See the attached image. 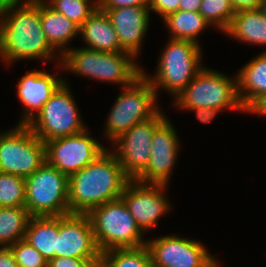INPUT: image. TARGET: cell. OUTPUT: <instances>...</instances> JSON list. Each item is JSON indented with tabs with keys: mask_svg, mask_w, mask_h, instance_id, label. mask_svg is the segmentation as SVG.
Wrapping results in <instances>:
<instances>
[{
	"mask_svg": "<svg viewBox=\"0 0 266 267\" xmlns=\"http://www.w3.org/2000/svg\"><path fill=\"white\" fill-rule=\"evenodd\" d=\"M58 54L41 27V1L0 6V58L8 66L24 59L45 62L60 56L61 61Z\"/></svg>",
	"mask_w": 266,
	"mask_h": 267,
	"instance_id": "obj_1",
	"label": "cell"
},
{
	"mask_svg": "<svg viewBox=\"0 0 266 267\" xmlns=\"http://www.w3.org/2000/svg\"><path fill=\"white\" fill-rule=\"evenodd\" d=\"M130 180L114 153L107 148L69 177V213L88 214L93 208L120 199Z\"/></svg>",
	"mask_w": 266,
	"mask_h": 267,
	"instance_id": "obj_2",
	"label": "cell"
},
{
	"mask_svg": "<svg viewBox=\"0 0 266 267\" xmlns=\"http://www.w3.org/2000/svg\"><path fill=\"white\" fill-rule=\"evenodd\" d=\"M136 57L129 52H100L85 47L68 48L59 62L61 69L79 76H86L97 81L132 84L142 75Z\"/></svg>",
	"mask_w": 266,
	"mask_h": 267,
	"instance_id": "obj_3",
	"label": "cell"
},
{
	"mask_svg": "<svg viewBox=\"0 0 266 267\" xmlns=\"http://www.w3.org/2000/svg\"><path fill=\"white\" fill-rule=\"evenodd\" d=\"M169 40L160 53L154 76H149L144 69L142 74L156 90L157 95L158 89L162 88L175 98L204 66L200 63L202 51L199 44L188 40Z\"/></svg>",
	"mask_w": 266,
	"mask_h": 267,
	"instance_id": "obj_4",
	"label": "cell"
},
{
	"mask_svg": "<svg viewBox=\"0 0 266 267\" xmlns=\"http://www.w3.org/2000/svg\"><path fill=\"white\" fill-rule=\"evenodd\" d=\"M87 215L101 253L115 248H137L146 245L144 232L136 224L121 198L93 208Z\"/></svg>",
	"mask_w": 266,
	"mask_h": 267,
	"instance_id": "obj_5",
	"label": "cell"
},
{
	"mask_svg": "<svg viewBox=\"0 0 266 267\" xmlns=\"http://www.w3.org/2000/svg\"><path fill=\"white\" fill-rule=\"evenodd\" d=\"M174 105L186 110L204 107L247 112L238 96L237 75L230 78L205 66L175 97Z\"/></svg>",
	"mask_w": 266,
	"mask_h": 267,
	"instance_id": "obj_6",
	"label": "cell"
},
{
	"mask_svg": "<svg viewBox=\"0 0 266 267\" xmlns=\"http://www.w3.org/2000/svg\"><path fill=\"white\" fill-rule=\"evenodd\" d=\"M157 97L156 90L143 74L123 87L107 116L103 133L106 139L113 142L134 125L154 118L161 110L156 105Z\"/></svg>",
	"mask_w": 266,
	"mask_h": 267,
	"instance_id": "obj_7",
	"label": "cell"
},
{
	"mask_svg": "<svg viewBox=\"0 0 266 267\" xmlns=\"http://www.w3.org/2000/svg\"><path fill=\"white\" fill-rule=\"evenodd\" d=\"M69 177L45 161L25 178V208L31 217L68 215Z\"/></svg>",
	"mask_w": 266,
	"mask_h": 267,
	"instance_id": "obj_8",
	"label": "cell"
},
{
	"mask_svg": "<svg viewBox=\"0 0 266 267\" xmlns=\"http://www.w3.org/2000/svg\"><path fill=\"white\" fill-rule=\"evenodd\" d=\"M67 81L55 91L41 111L27 124L44 143L59 137L78 134L85 127Z\"/></svg>",
	"mask_w": 266,
	"mask_h": 267,
	"instance_id": "obj_9",
	"label": "cell"
},
{
	"mask_svg": "<svg viewBox=\"0 0 266 267\" xmlns=\"http://www.w3.org/2000/svg\"><path fill=\"white\" fill-rule=\"evenodd\" d=\"M46 161L45 143L28 125L0 133V172L26 178Z\"/></svg>",
	"mask_w": 266,
	"mask_h": 267,
	"instance_id": "obj_10",
	"label": "cell"
},
{
	"mask_svg": "<svg viewBox=\"0 0 266 267\" xmlns=\"http://www.w3.org/2000/svg\"><path fill=\"white\" fill-rule=\"evenodd\" d=\"M153 267H219L215 259L199 241L175 234L146 241Z\"/></svg>",
	"mask_w": 266,
	"mask_h": 267,
	"instance_id": "obj_11",
	"label": "cell"
},
{
	"mask_svg": "<svg viewBox=\"0 0 266 267\" xmlns=\"http://www.w3.org/2000/svg\"><path fill=\"white\" fill-rule=\"evenodd\" d=\"M88 132L45 142L46 161L68 177L89 165L107 148Z\"/></svg>",
	"mask_w": 266,
	"mask_h": 267,
	"instance_id": "obj_12",
	"label": "cell"
},
{
	"mask_svg": "<svg viewBox=\"0 0 266 267\" xmlns=\"http://www.w3.org/2000/svg\"><path fill=\"white\" fill-rule=\"evenodd\" d=\"M166 118L159 112L154 118L138 123L112 142L113 153L125 174L135 180L148 166L155 128Z\"/></svg>",
	"mask_w": 266,
	"mask_h": 267,
	"instance_id": "obj_13",
	"label": "cell"
},
{
	"mask_svg": "<svg viewBox=\"0 0 266 267\" xmlns=\"http://www.w3.org/2000/svg\"><path fill=\"white\" fill-rule=\"evenodd\" d=\"M166 187L164 184L130 180L121 194V199L144 233L156 227L160 217L171 208L164 194Z\"/></svg>",
	"mask_w": 266,
	"mask_h": 267,
	"instance_id": "obj_14",
	"label": "cell"
},
{
	"mask_svg": "<svg viewBox=\"0 0 266 267\" xmlns=\"http://www.w3.org/2000/svg\"><path fill=\"white\" fill-rule=\"evenodd\" d=\"M55 257L100 259L94 231L87 214L58 216L57 250Z\"/></svg>",
	"mask_w": 266,
	"mask_h": 267,
	"instance_id": "obj_15",
	"label": "cell"
},
{
	"mask_svg": "<svg viewBox=\"0 0 266 267\" xmlns=\"http://www.w3.org/2000/svg\"><path fill=\"white\" fill-rule=\"evenodd\" d=\"M168 118L154 130L151 157L147 168L135 179L142 183L169 185L173 167L177 161L179 141L177 132Z\"/></svg>",
	"mask_w": 266,
	"mask_h": 267,
	"instance_id": "obj_16",
	"label": "cell"
},
{
	"mask_svg": "<svg viewBox=\"0 0 266 267\" xmlns=\"http://www.w3.org/2000/svg\"><path fill=\"white\" fill-rule=\"evenodd\" d=\"M64 81L43 70H34L23 75L17 84V96L25 106V111L18 124L27 125Z\"/></svg>",
	"mask_w": 266,
	"mask_h": 267,
	"instance_id": "obj_17",
	"label": "cell"
},
{
	"mask_svg": "<svg viewBox=\"0 0 266 267\" xmlns=\"http://www.w3.org/2000/svg\"><path fill=\"white\" fill-rule=\"evenodd\" d=\"M102 10L109 17L121 47L137 57L142 48L143 37L149 28L150 9L132 6Z\"/></svg>",
	"mask_w": 266,
	"mask_h": 267,
	"instance_id": "obj_18",
	"label": "cell"
},
{
	"mask_svg": "<svg viewBox=\"0 0 266 267\" xmlns=\"http://www.w3.org/2000/svg\"><path fill=\"white\" fill-rule=\"evenodd\" d=\"M79 35L88 45L85 48L100 52H126L120 45L109 17L100 7L79 27Z\"/></svg>",
	"mask_w": 266,
	"mask_h": 267,
	"instance_id": "obj_19",
	"label": "cell"
},
{
	"mask_svg": "<svg viewBox=\"0 0 266 267\" xmlns=\"http://www.w3.org/2000/svg\"><path fill=\"white\" fill-rule=\"evenodd\" d=\"M236 75L238 96L248 111L266 95V50L252 58Z\"/></svg>",
	"mask_w": 266,
	"mask_h": 267,
	"instance_id": "obj_20",
	"label": "cell"
},
{
	"mask_svg": "<svg viewBox=\"0 0 266 267\" xmlns=\"http://www.w3.org/2000/svg\"><path fill=\"white\" fill-rule=\"evenodd\" d=\"M41 27L49 44L62 56L79 34V26L41 0Z\"/></svg>",
	"mask_w": 266,
	"mask_h": 267,
	"instance_id": "obj_21",
	"label": "cell"
},
{
	"mask_svg": "<svg viewBox=\"0 0 266 267\" xmlns=\"http://www.w3.org/2000/svg\"><path fill=\"white\" fill-rule=\"evenodd\" d=\"M224 32L240 42L266 46V16L260 9L236 12Z\"/></svg>",
	"mask_w": 266,
	"mask_h": 267,
	"instance_id": "obj_22",
	"label": "cell"
},
{
	"mask_svg": "<svg viewBox=\"0 0 266 267\" xmlns=\"http://www.w3.org/2000/svg\"><path fill=\"white\" fill-rule=\"evenodd\" d=\"M58 216L30 217L24 239L50 261L57 250Z\"/></svg>",
	"mask_w": 266,
	"mask_h": 267,
	"instance_id": "obj_23",
	"label": "cell"
},
{
	"mask_svg": "<svg viewBox=\"0 0 266 267\" xmlns=\"http://www.w3.org/2000/svg\"><path fill=\"white\" fill-rule=\"evenodd\" d=\"M171 39L188 40L199 44L198 35L211 27V24L199 12L178 10L164 18Z\"/></svg>",
	"mask_w": 266,
	"mask_h": 267,
	"instance_id": "obj_24",
	"label": "cell"
},
{
	"mask_svg": "<svg viewBox=\"0 0 266 267\" xmlns=\"http://www.w3.org/2000/svg\"><path fill=\"white\" fill-rule=\"evenodd\" d=\"M30 217L25 207H0V246L24 239Z\"/></svg>",
	"mask_w": 266,
	"mask_h": 267,
	"instance_id": "obj_25",
	"label": "cell"
},
{
	"mask_svg": "<svg viewBox=\"0 0 266 267\" xmlns=\"http://www.w3.org/2000/svg\"><path fill=\"white\" fill-rule=\"evenodd\" d=\"M99 267H153L146 247L115 248L101 253Z\"/></svg>",
	"mask_w": 266,
	"mask_h": 267,
	"instance_id": "obj_26",
	"label": "cell"
},
{
	"mask_svg": "<svg viewBox=\"0 0 266 267\" xmlns=\"http://www.w3.org/2000/svg\"><path fill=\"white\" fill-rule=\"evenodd\" d=\"M41 0H24L38 2ZM55 11L61 13L79 27L99 7L98 0H43Z\"/></svg>",
	"mask_w": 266,
	"mask_h": 267,
	"instance_id": "obj_27",
	"label": "cell"
},
{
	"mask_svg": "<svg viewBox=\"0 0 266 267\" xmlns=\"http://www.w3.org/2000/svg\"><path fill=\"white\" fill-rule=\"evenodd\" d=\"M0 207H25V178L0 172Z\"/></svg>",
	"mask_w": 266,
	"mask_h": 267,
	"instance_id": "obj_28",
	"label": "cell"
},
{
	"mask_svg": "<svg viewBox=\"0 0 266 267\" xmlns=\"http://www.w3.org/2000/svg\"><path fill=\"white\" fill-rule=\"evenodd\" d=\"M199 13L211 24L218 28L219 31H225L235 11L230 0H202Z\"/></svg>",
	"mask_w": 266,
	"mask_h": 267,
	"instance_id": "obj_29",
	"label": "cell"
},
{
	"mask_svg": "<svg viewBox=\"0 0 266 267\" xmlns=\"http://www.w3.org/2000/svg\"><path fill=\"white\" fill-rule=\"evenodd\" d=\"M18 267H47L48 261L25 239L9 246Z\"/></svg>",
	"mask_w": 266,
	"mask_h": 267,
	"instance_id": "obj_30",
	"label": "cell"
},
{
	"mask_svg": "<svg viewBox=\"0 0 266 267\" xmlns=\"http://www.w3.org/2000/svg\"><path fill=\"white\" fill-rule=\"evenodd\" d=\"M100 259H80L73 257H54L47 267H99Z\"/></svg>",
	"mask_w": 266,
	"mask_h": 267,
	"instance_id": "obj_31",
	"label": "cell"
},
{
	"mask_svg": "<svg viewBox=\"0 0 266 267\" xmlns=\"http://www.w3.org/2000/svg\"><path fill=\"white\" fill-rule=\"evenodd\" d=\"M180 0H151L150 11H154L163 19L179 10Z\"/></svg>",
	"mask_w": 266,
	"mask_h": 267,
	"instance_id": "obj_32",
	"label": "cell"
},
{
	"mask_svg": "<svg viewBox=\"0 0 266 267\" xmlns=\"http://www.w3.org/2000/svg\"><path fill=\"white\" fill-rule=\"evenodd\" d=\"M101 9H116L124 7H145L149 8L151 0H98Z\"/></svg>",
	"mask_w": 266,
	"mask_h": 267,
	"instance_id": "obj_33",
	"label": "cell"
},
{
	"mask_svg": "<svg viewBox=\"0 0 266 267\" xmlns=\"http://www.w3.org/2000/svg\"><path fill=\"white\" fill-rule=\"evenodd\" d=\"M230 3L236 13L244 10L260 9L262 0H230Z\"/></svg>",
	"mask_w": 266,
	"mask_h": 267,
	"instance_id": "obj_34",
	"label": "cell"
},
{
	"mask_svg": "<svg viewBox=\"0 0 266 267\" xmlns=\"http://www.w3.org/2000/svg\"><path fill=\"white\" fill-rule=\"evenodd\" d=\"M192 110L193 112H196V118L200 120L202 123H209L214 119V117L218 114V112H221L223 109H212V108H204V107H196Z\"/></svg>",
	"mask_w": 266,
	"mask_h": 267,
	"instance_id": "obj_35",
	"label": "cell"
},
{
	"mask_svg": "<svg viewBox=\"0 0 266 267\" xmlns=\"http://www.w3.org/2000/svg\"><path fill=\"white\" fill-rule=\"evenodd\" d=\"M0 267H18L9 247H0Z\"/></svg>",
	"mask_w": 266,
	"mask_h": 267,
	"instance_id": "obj_36",
	"label": "cell"
},
{
	"mask_svg": "<svg viewBox=\"0 0 266 267\" xmlns=\"http://www.w3.org/2000/svg\"><path fill=\"white\" fill-rule=\"evenodd\" d=\"M202 0H180L179 10L199 12Z\"/></svg>",
	"mask_w": 266,
	"mask_h": 267,
	"instance_id": "obj_37",
	"label": "cell"
},
{
	"mask_svg": "<svg viewBox=\"0 0 266 267\" xmlns=\"http://www.w3.org/2000/svg\"><path fill=\"white\" fill-rule=\"evenodd\" d=\"M247 113L260 114L261 116H266V95L258 100Z\"/></svg>",
	"mask_w": 266,
	"mask_h": 267,
	"instance_id": "obj_38",
	"label": "cell"
},
{
	"mask_svg": "<svg viewBox=\"0 0 266 267\" xmlns=\"http://www.w3.org/2000/svg\"><path fill=\"white\" fill-rule=\"evenodd\" d=\"M8 3H21V0H0V6Z\"/></svg>",
	"mask_w": 266,
	"mask_h": 267,
	"instance_id": "obj_39",
	"label": "cell"
},
{
	"mask_svg": "<svg viewBox=\"0 0 266 267\" xmlns=\"http://www.w3.org/2000/svg\"><path fill=\"white\" fill-rule=\"evenodd\" d=\"M260 10L264 13V15L266 16V0H262L261 6H260Z\"/></svg>",
	"mask_w": 266,
	"mask_h": 267,
	"instance_id": "obj_40",
	"label": "cell"
}]
</instances>
